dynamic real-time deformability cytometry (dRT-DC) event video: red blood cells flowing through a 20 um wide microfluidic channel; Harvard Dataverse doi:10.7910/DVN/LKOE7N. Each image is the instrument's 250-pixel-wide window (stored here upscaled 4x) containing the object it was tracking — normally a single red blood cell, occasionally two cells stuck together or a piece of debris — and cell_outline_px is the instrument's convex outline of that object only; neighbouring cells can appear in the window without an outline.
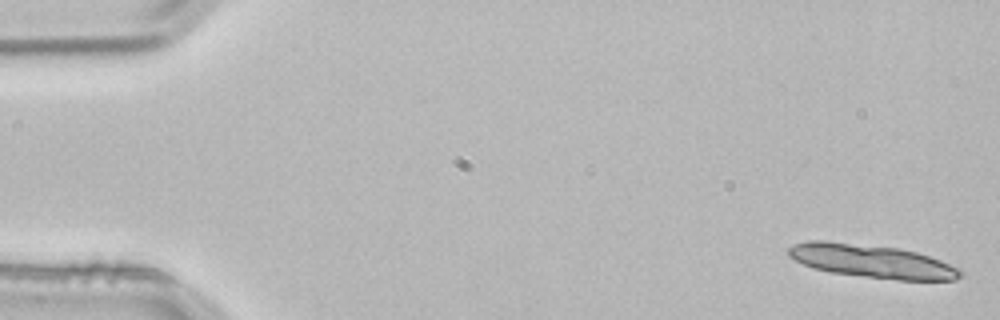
{"species": "common noctule bat (a hibernating species)", "species_latin": "Nyctalus noctula", "temperature_condition": "room temperature", "stored_images_in_passage": 3, "camera_frame_rate_fps": 3000, "um_per_image_px": 0.085, "animal": {"sex": "male", "body_mass_g": 21.5, "forearm_length_mm": 52.0}, "frame": {"image": 1, "passage_image": 1, "time_ms": 0.0, "image_size_px": [1000, 320], "cell_outline_px": [[964, 272], [956, 280], [900, 280], [864, 276], [832, 272], [812, 268], [788, 256], [788, 248], [796, 244], [808, 240], [824, 240], [900, 248], [916, 252], [940, 260], [960, 268]], "centroid_in_image_um": [74.13, 22.19], "position_along_channel_um": 10.9, "area_um2": 33.18}}